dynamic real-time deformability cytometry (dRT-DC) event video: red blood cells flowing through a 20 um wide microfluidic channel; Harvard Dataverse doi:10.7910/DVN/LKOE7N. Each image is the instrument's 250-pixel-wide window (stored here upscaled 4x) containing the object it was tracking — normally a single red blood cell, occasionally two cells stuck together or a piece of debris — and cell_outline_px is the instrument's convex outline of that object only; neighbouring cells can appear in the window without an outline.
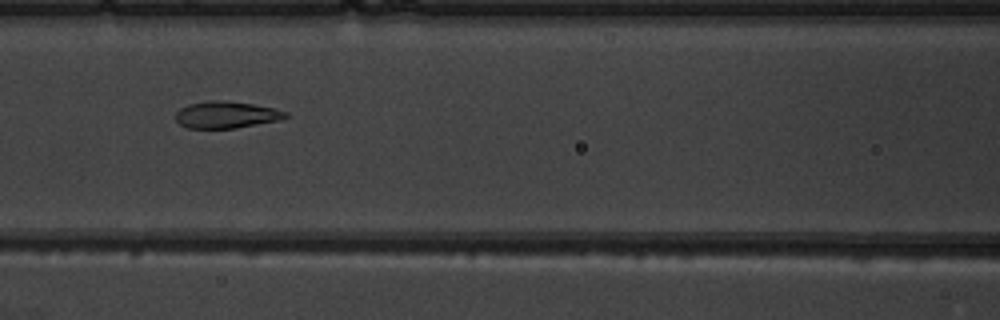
{"species": "common noctule bat (a hibernating species)", "species_latin": "Nyctalus noctula", "temperature_condition": "warm", "stored_images_in_passage": 7, "camera_frame_rate_fps": 3000, "um_per_image_px": 0.085, "animal": {"sex": "male", "body_mass_g": 19.5, "forearm_length_mm": 54.6}, "frame": {"image": 1, "passage_image": 7, "time_ms": 7.0, "image_size_px": [1000, 320], "cell_outline_px": [[292, 116], [280, 120], [236, 128], [188, 128], [180, 124], [176, 120], [176, 112], [180, 108], [188, 104], [208, 100], [220, 100], [252, 104], [272, 108], [288, 112]], "centroid_in_image_um": [19.25, 9.75], "position_along_channel_um": 147.3, "area_um2": 17.22}}